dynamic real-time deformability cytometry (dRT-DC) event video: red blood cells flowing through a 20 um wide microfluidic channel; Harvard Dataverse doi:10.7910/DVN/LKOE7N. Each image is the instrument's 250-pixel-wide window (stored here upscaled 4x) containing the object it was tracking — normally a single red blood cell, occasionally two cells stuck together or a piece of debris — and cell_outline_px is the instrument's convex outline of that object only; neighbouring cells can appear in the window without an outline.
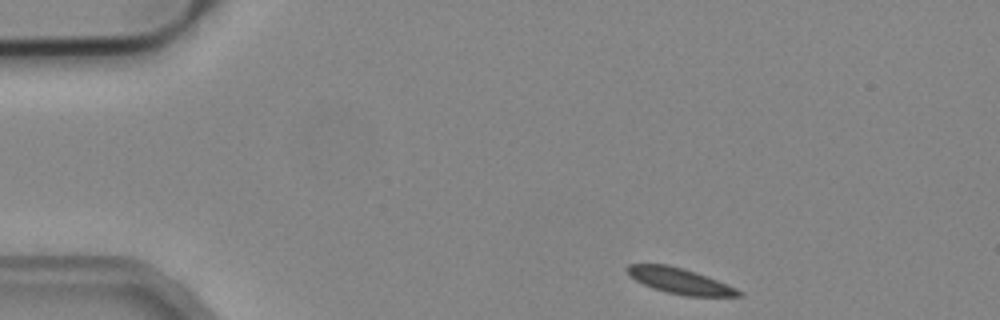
{"species": "common noctule bat (a hibernating species)", "species_latin": "Nyctalus noctula", "temperature_condition": "cold", "stored_images_in_passage": 3, "camera_frame_rate_fps": 3000, "um_per_image_px": 0.085, "animal": {"sex": "male", "body_mass_g": 19.2, "forearm_length_mm": 51.8}, "frame": {"image": 1, "passage_image": 1, "time_ms": 0.0, "image_size_px": [1000, 320], "cell_outline_px": [[744, 296], [684, 296], [652, 288], [628, 276], [624, 268], [628, 264], [668, 264], [696, 272], [736, 288], [744, 292]], "centroid_in_image_um": [57.76, 23.87], "position_along_channel_um": 27.2, "area_um2": 16.7}}